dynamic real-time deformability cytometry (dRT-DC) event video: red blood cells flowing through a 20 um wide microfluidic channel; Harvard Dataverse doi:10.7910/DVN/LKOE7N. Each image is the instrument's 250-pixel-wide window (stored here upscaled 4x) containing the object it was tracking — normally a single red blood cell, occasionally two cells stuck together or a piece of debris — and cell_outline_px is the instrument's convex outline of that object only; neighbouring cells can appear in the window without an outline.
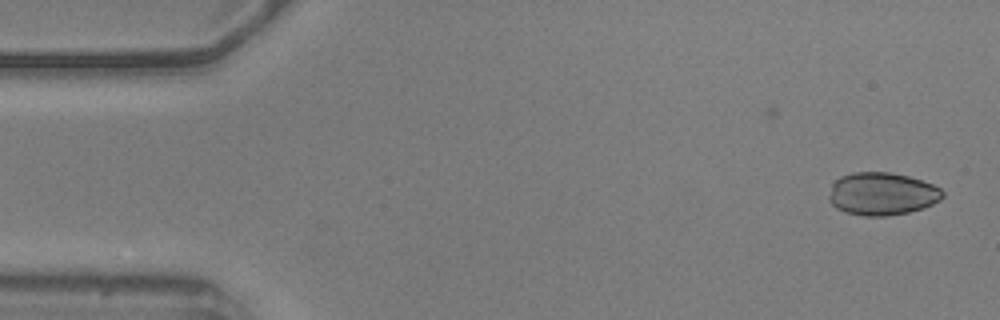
{"species": "common noctule bat (a hibernating species)", "species_latin": "Nyctalus noctula", "temperature_condition": "warm", "stored_images_in_passage": 3, "camera_frame_rate_fps": 3000, "um_per_image_px": 0.085, "animal": {"sex": "male", "body_mass_g": 20.5, "forearm_length_mm": 52.5}, "frame": {"image": 1, "passage_image": 1, "time_ms": 0.0, "image_size_px": [1000, 320], "cell_outline_px": [[944, 196], [940, 200], [924, 208], [908, 212], [888, 216], [864, 216], [844, 212], [836, 208], [828, 200], [828, 196], [832, 184], [840, 176], [852, 172], [888, 172], [908, 176], [932, 184], [940, 188], [944, 192]], "centroid_in_image_um": [74.95, 16.48], "position_along_channel_um": 10.0, "area_um2": 28.5}}